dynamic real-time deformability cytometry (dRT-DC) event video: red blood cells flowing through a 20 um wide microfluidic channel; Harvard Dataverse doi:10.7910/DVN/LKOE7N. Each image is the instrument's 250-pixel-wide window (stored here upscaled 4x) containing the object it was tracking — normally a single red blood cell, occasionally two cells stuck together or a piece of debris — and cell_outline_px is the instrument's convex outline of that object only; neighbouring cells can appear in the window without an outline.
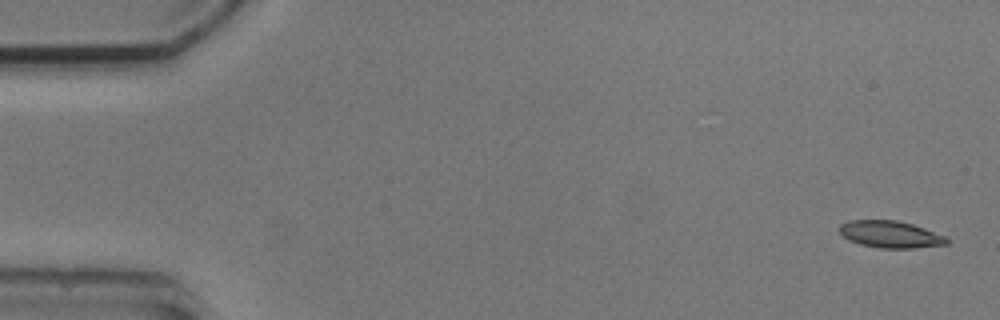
{"species": "common noctule bat (a hibernating species)", "species_latin": "Nyctalus noctula", "temperature_condition": "cold", "stored_images_in_passage": 4, "camera_frame_rate_fps": 3000, "um_per_image_px": 0.085, "animal": {"sex": "male", "body_mass_g": 20.5, "forearm_length_mm": 52.5}, "frame": {"image": 1, "passage_image": 1, "time_ms": 0.0, "image_size_px": [1000, 320], "cell_outline_px": [[948, 244], [912, 248], [880, 248], [860, 244], [848, 240], [840, 232], [840, 224], [848, 220], [896, 220], [912, 224], [924, 228], [944, 236], [948, 240]], "centroid_in_image_um": [75.65, 19.91], "position_along_channel_um": 9.3, "area_um2": 16.7}}
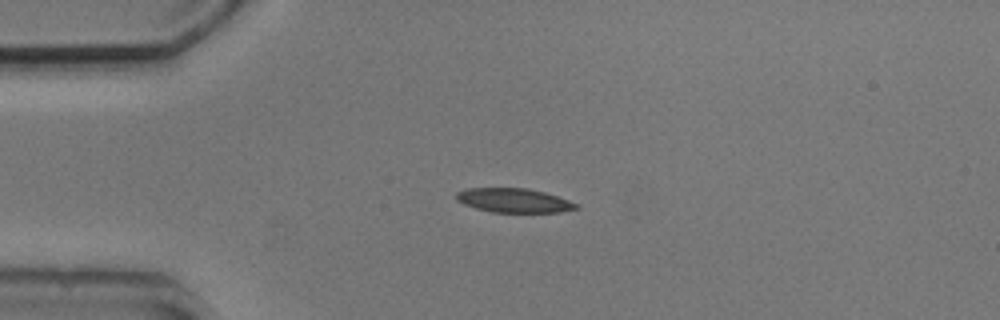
{"frame": {"image": 2, "passage_image": 3, "time_ms": 3.667, "image_size_px": [1000, 320], "cell_outline_px": [[580, 208], [560, 212], [492, 212], [476, 208], [464, 204], [456, 200], [456, 192], [468, 188], [528, 188], [544, 192], [580, 204]], "centroid_in_image_um": [43.69, 17.03], "position_along_channel_um": 41.3, "area_um2": 16.88}}